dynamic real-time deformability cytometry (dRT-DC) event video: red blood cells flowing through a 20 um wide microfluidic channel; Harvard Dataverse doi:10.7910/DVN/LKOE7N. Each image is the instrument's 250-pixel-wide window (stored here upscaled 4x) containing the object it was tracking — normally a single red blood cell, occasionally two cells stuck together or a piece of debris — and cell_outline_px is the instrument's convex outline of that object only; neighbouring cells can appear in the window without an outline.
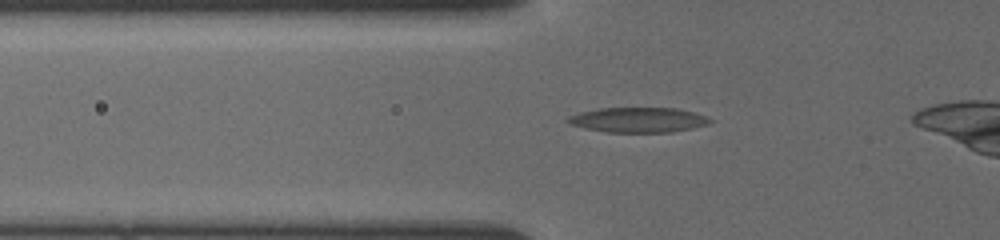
{"species": "common noctule bat (a hibernating species)", "species_latin": "Nyctalus noctula", "temperature_condition": "cold", "stored_images_in_passage": 42, "camera_frame_rate_fps": 3000, "um_per_image_px": 0.085, "animal": {"sex": "female", "body_mass_g": 19.5, "forearm_length_mm": 54.1}, "frame": {"image": 1, "passage_image": 11, "time_ms": 3.0, "image_size_px": [1000, 240], "cell_outline_px": [[712, 120], [708, 124], [692, 128], [672, 132], [608, 132], [584, 128], [568, 124], [564, 120], [568, 116], [580, 112], [600, 108], [676, 108], [692, 112], [704, 116]], "centroid_in_image_um": [54.18, 10.19], "position_along_channel_um": 71.6, "area_um2": 20.63}}
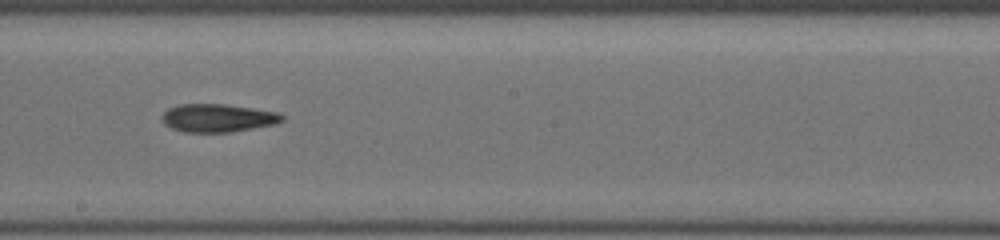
{"frame": {"image": 2, "passage_image": 24, "time_ms": 7.0, "image_size_px": [1000, 240], "cell_outline_px": [[284, 120], [276, 124], [232, 132], [184, 132], [172, 128], [164, 124], [160, 120], [160, 116], [168, 108], [180, 104], [224, 104], [280, 112], [284, 116]], "centroid_in_image_um": [18.51, 10.03], "position_along_channel_um": 229.7, "area_um2": 19.88}}
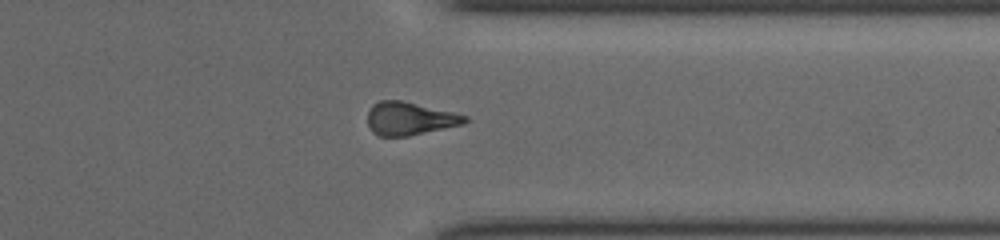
{"frame": {"image": 3, "passage_image": 36, "time_ms": 10.667, "image_size_px": [1000, 240], "cell_outline_px": [[468, 120], [464, 124], [408, 136], [380, 136], [372, 132], [368, 124], [368, 112], [372, 104], [380, 100], [400, 100], [452, 112], [468, 116]], "centroid_in_image_um": [34.8, 10.08], "position_along_channel_um": 376.6, "area_um2": 18.61}}